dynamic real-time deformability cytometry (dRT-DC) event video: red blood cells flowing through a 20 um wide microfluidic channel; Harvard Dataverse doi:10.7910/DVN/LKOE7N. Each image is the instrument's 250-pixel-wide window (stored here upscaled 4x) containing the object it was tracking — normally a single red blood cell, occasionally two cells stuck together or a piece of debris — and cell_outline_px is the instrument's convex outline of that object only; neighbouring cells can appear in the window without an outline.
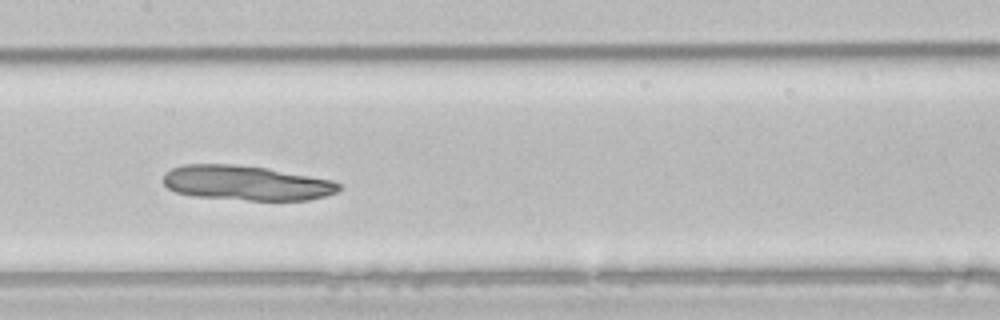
{"species": "common noctule bat (a hibernating species)", "species_latin": "Nyctalus noctula", "temperature_condition": "room temperature", "stored_images_in_passage": 37, "camera_frame_rate_fps": 3000, "um_per_image_px": 0.085, "animal": {"sex": "male", "body_mass_g": 21.5, "forearm_length_mm": 52.0}, "frame": {"image": 1, "passage_image": 11, "time_ms": 3.333, "image_size_px": [1000, 320], "cell_outline_px": [[340, 188], [336, 192], [324, 196], [308, 200], [248, 200], [192, 196], [176, 192], [168, 188], [164, 184], [164, 172], [172, 168], [184, 164], [232, 164], [268, 168], [332, 180], [340, 184]], "centroid_in_image_um": [20.9, 15.55], "position_along_channel_um": 186.5, "area_um2": 35.55}}
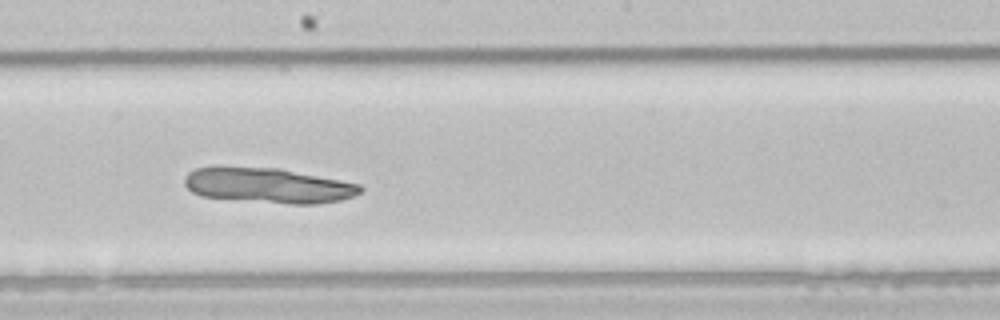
{"frame": {"image": 2, "passage_image": 14, "time_ms": 4.333, "image_size_px": [1000, 320], "cell_outline_px": [[364, 188], [360, 192], [352, 196], [340, 200], [316, 204], [292, 204], [200, 196], [192, 192], [184, 184], [184, 176], [188, 172], [196, 168], [280, 168], [360, 184]], "centroid_in_image_um": [22.82, 15.77], "position_along_channel_um": 225.4, "area_um2": 35.37}}
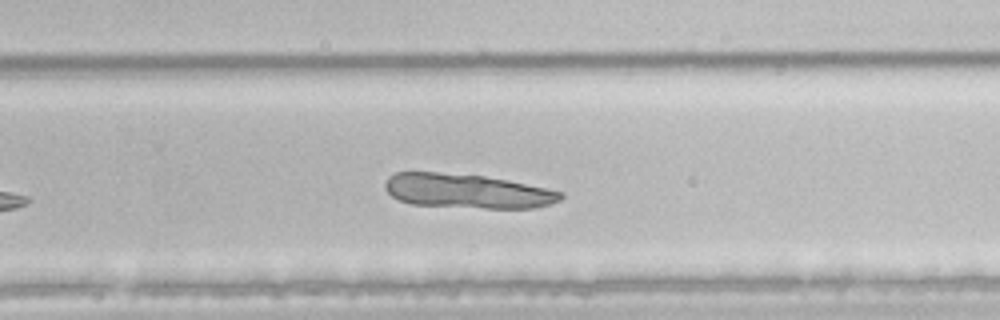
{"frame": {"image": 3, "passage_image": 19, "time_ms": 6.0, "image_size_px": [1000, 320], "cell_outline_px": [[564, 196], [560, 200], [552, 204], [532, 208], [484, 208], [412, 204], [400, 200], [392, 196], [384, 188], [384, 184], [388, 176], [396, 172], [436, 172], [484, 176], [508, 180], [564, 192]], "centroid_in_image_um": [39.71, 16.24], "position_along_channel_um": 290.1, "area_um2": 35.08}}